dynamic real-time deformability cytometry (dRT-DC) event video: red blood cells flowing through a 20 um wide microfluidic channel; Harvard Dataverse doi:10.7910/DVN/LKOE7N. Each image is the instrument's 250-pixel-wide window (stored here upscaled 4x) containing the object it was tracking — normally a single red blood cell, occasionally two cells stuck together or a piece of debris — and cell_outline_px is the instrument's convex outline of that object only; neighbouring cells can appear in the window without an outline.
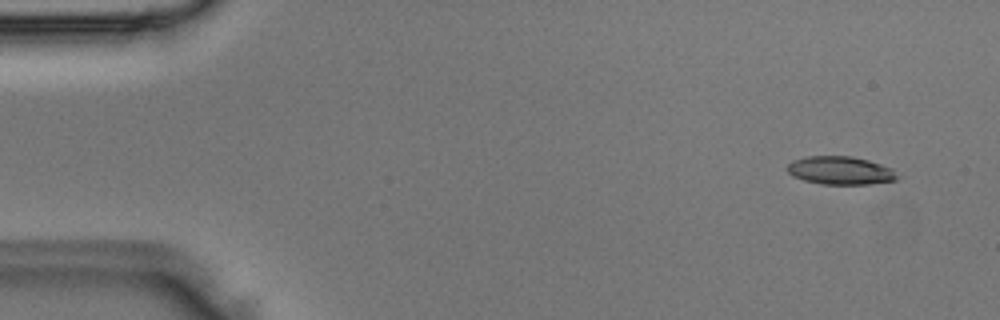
{"species": "Egyptian fruit bat (a non-hibernating species)", "species_latin": "Rousettus aegyptiacus", "temperature_condition": "room temperature", "stored_images_in_passage": 4, "camera_frame_rate_fps": 3000, "um_per_image_px": 0.085, "animal": {"sex": "male"}, "frame": {"image": 1, "passage_image": 1, "time_ms": 0.0, "image_size_px": [1000, 320], "cell_outline_px": [[900, 180], [868, 184], [820, 184], [804, 180], [792, 176], [788, 172], [788, 164], [792, 160], [808, 156], [852, 156], [868, 160], [892, 168], [900, 176]], "centroid_in_image_um": [71.47, 14.49], "position_along_channel_um": 13.5, "area_um2": 18.21}}